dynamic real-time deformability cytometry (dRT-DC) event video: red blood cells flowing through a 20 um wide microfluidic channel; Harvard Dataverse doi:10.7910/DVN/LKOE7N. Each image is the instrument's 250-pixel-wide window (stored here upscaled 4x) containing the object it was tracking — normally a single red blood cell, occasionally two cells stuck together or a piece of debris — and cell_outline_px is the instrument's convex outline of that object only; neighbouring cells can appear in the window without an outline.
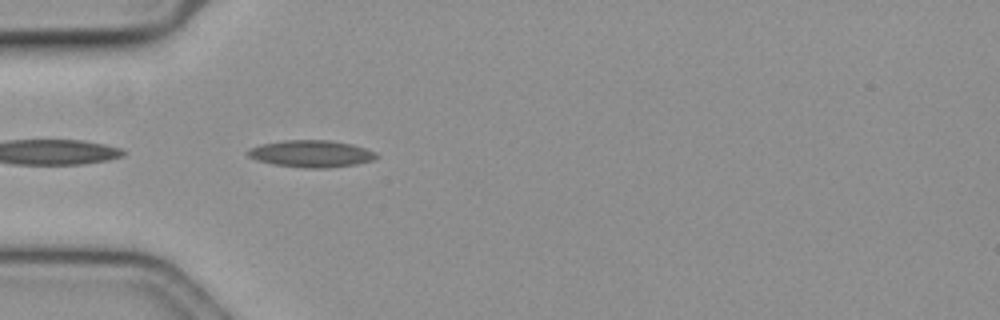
{"species": "common noctule bat (a hibernating species)", "species_latin": "Nyctalus noctula", "temperature_condition": "cold", "stored_images_in_passage": 11, "camera_frame_rate_fps": 3000, "um_per_image_px": 0.085, "animal": {"sex": "female", "body_mass_g": 19.3, "forearm_length_mm": 54.1}, "frame": {"image": 1, "passage_image": 3, "time_ms": 0.667, "image_size_px": [1000, 320], "cell_outline_px": [[380, 156], [376, 160], [356, 164], [328, 168], [304, 168], [272, 164], [256, 160], [248, 156], [248, 152], [252, 148], [264, 144], [284, 140], [328, 140], [352, 144], [376, 152]], "centroid_in_image_um": [26.52, 13.08], "position_along_channel_um": 58.5, "area_um2": 20.17}}
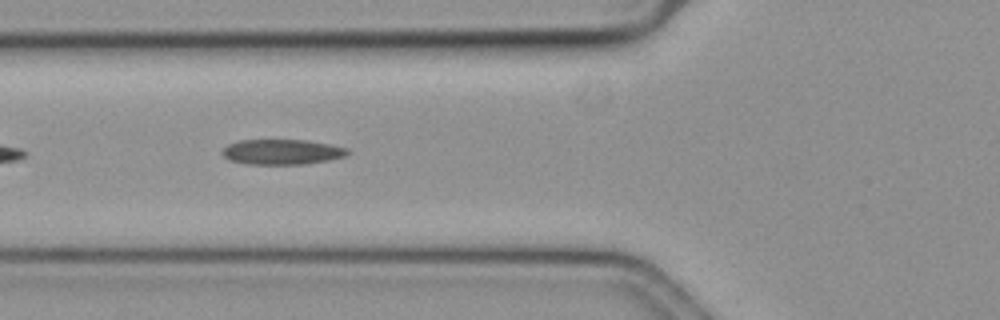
{"frame": {"image": 2, "passage_image": 7, "time_ms": 2.0, "image_size_px": [1000, 320], "cell_outline_px": [[348, 156], [328, 160], [304, 164], [244, 164], [228, 160], [220, 152], [228, 144], [240, 140], [308, 140], [348, 148]], "centroid_in_image_um": [23.95, 12.91], "position_along_channel_um": 101.9, "area_um2": 18.5}}